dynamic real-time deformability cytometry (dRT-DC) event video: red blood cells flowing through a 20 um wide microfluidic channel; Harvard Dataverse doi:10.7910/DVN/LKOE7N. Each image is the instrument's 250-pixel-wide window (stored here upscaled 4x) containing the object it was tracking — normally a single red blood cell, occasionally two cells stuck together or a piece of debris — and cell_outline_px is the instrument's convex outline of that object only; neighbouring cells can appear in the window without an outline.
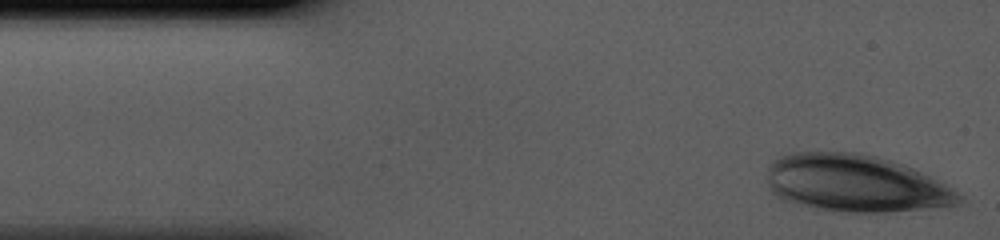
{"species": "human", "species_latin": "Homo sapiens", "temperature_condition": "cold", "stored_images_in_passage": 36, "camera_frame_rate_fps": 3000, "um_per_image_px": 0.085, "donor": {"sex": "male"}, "frame": {"image": 1, "passage_image": 1, "time_ms": 0.0, "image_size_px": [1000, 240], "cell_outline_px": [[960, 200], [956, 204], [888, 212], [848, 212], [824, 208], [780, 200], [768, 188], [768, 168], [772, 160], [780, 156], [792, 152], [860, 152], [892, 160], [904, 164], [932, 176], [956, 192], [960, 196]], "centroid_in_image_um": [72.67, 15.55], "position_along_channel_um": 12.3, "area_um2": 63.46}}
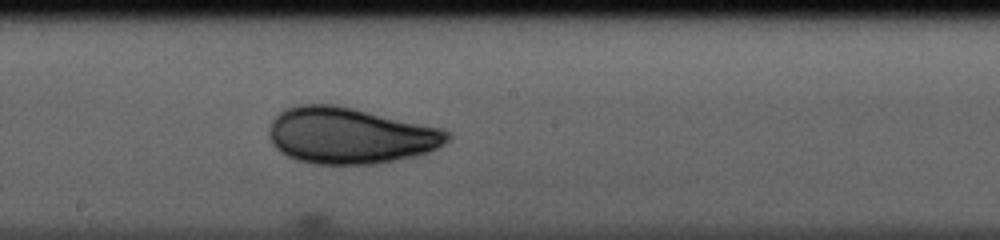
{"frame": {"image": 2, "passage_image": 21, "time_ms": 6.667, "image_size_px": [1000, 240], "cell_outline_px": [[452, 136], [444, 144], [432, 152], [416, 156], [376, 164], [312, 164], [296, 160], [280, 152], [272, 144], [268, 132], [268, 128], [272, 120], [280, 112], [296, 104], [332, 104], [352, 108], [440, 128], [452, 132]], "centroid_in_image_um": [29.75, 11.54], "position_along_channel_um": 218.4, "area_um2": 58.67}}
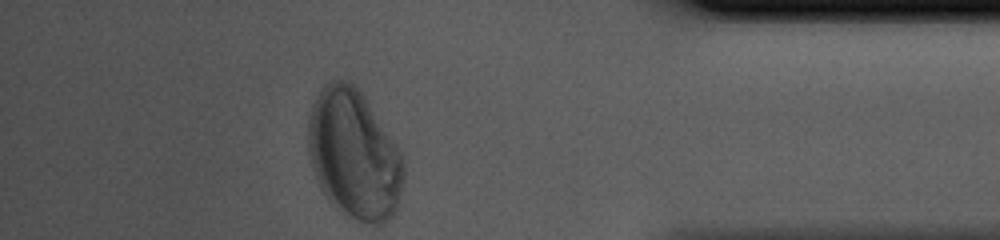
{"frame": {"image": 3, "passage_image": 36, "time_ms": 11.667, "image_size_px": [1000, 240], "cell_outline_px": [[404, 180], [396, 212], [384, 224], [368, 224], [340, 212], [328, 200], [320, 188], [308, 156], [308, 116], [312, 104], [316, 96], [324, 84], [332, 80], [348, 80], [364, 96], [400, 148], [404, 156]], "centroid_in_image_um": [30.1, 13.14], "position_along_channel_um": 405.1, "area_um2": 72.65}}